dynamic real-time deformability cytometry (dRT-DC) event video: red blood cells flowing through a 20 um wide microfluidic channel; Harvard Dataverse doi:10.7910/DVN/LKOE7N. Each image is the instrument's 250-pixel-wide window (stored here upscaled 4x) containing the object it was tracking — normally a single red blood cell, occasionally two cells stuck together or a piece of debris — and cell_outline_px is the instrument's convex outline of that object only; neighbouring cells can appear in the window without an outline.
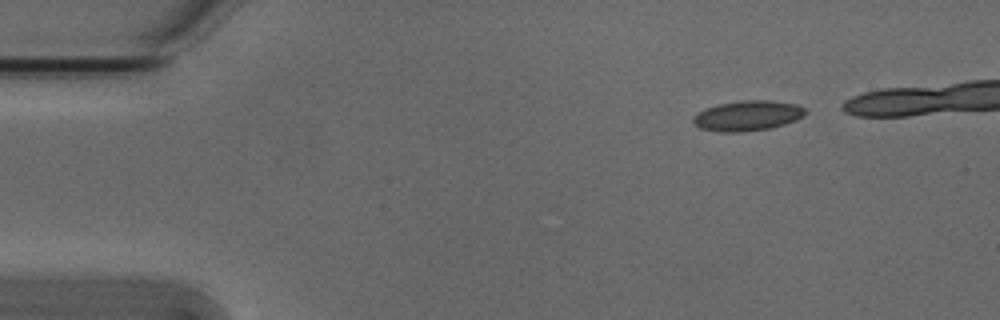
{"species": "Egyptian fruit bat (a non-hibernating species)", "species_latin": "Rousettus aegyptiacus", "temperature_condition": "cold", "stored_images_in_passage": 4, "camera_frame_rate_fps": 3000, "um_per_image_px": 0.085, "animal": {"sex": "male"}, "frame": {"image": 1, "passage_image": 1, "time_ms": 0.0, "image_size_px": [1000, 320], "cell_outline_px": [[808, 112], [804, 116], [796, 120], [784, 124], [768, 128], [740, 132], [720, 132], [700, 128], [692, 120], [692, 116], [708, 108], [720, 104], [740, 100], [768, 100], [796, 104], [804, 108]], "centroid_in_image_um": [63.57, 9.83], "position_along_channel_um": 21.4, "area_um2": 19.54}}